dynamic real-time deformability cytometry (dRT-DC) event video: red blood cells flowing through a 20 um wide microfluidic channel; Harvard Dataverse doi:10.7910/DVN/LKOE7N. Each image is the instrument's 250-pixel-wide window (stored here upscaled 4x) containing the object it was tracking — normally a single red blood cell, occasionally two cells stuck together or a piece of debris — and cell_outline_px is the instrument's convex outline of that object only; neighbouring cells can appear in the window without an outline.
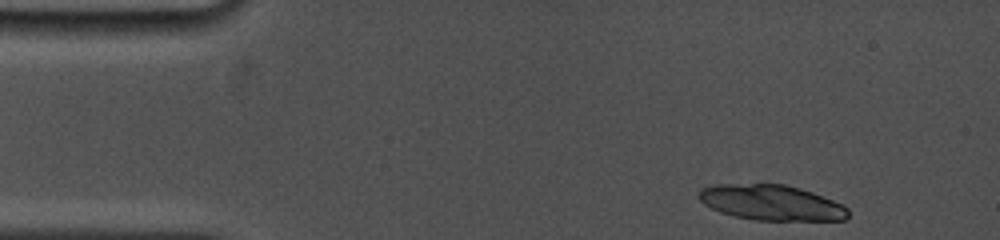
{"species": "common noctule bat (a hibernating species)", "species_latin": "Nyctalus noctula", "temperature_condition": "cold", "stored_images_in_passage": 3, "camera_frame_rate_fps": 5000, "um_per_image_px": 0.085, "animal": {"sex": "female", "body_mass_g": 19.0, "forearm_length_mm": 53.3}, "frame": {"image": 1, "passage_image": 1, "time_ms": 0.0, "image_size_px": [1000, 240], "cell_outline_px": [[848, 216], [844, 220], [756, 220], [732, 216], [720, 212], [704, 204], [696, 196], [700, 188], [712, 184], [784, 184], [800, 188], [812, 192], [832, 200], [848, 208]], "centroid_in_image_um": [65.5, 17.21], "position_along_channel_um": 19.5, "area_um2": 30.87}}